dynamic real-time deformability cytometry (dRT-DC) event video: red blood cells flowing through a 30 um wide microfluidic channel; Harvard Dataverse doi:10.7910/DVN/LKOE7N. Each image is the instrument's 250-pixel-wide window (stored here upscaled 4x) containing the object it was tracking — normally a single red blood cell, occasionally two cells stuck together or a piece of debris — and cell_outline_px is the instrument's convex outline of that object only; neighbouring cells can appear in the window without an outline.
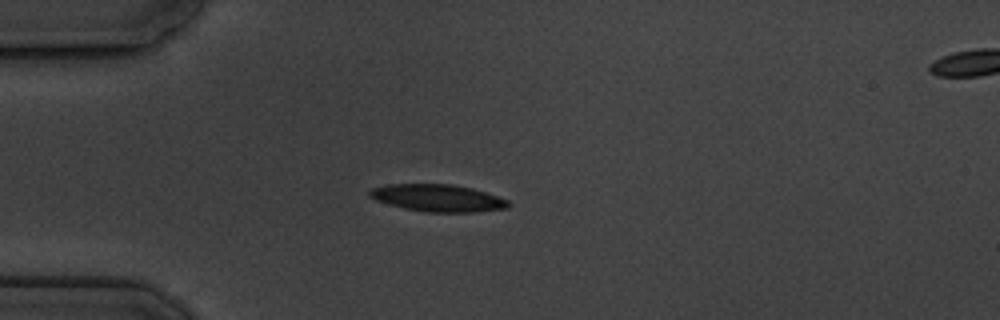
{"species": "common noctule bat (a hibernating species)", "species_latin": "Nyctalus noctula", "temperature_condition": "cold", "stored_images_in_passage": 9, "camera_frame_rate_fps": 3000, "um_per_image_px": 0.085, "animal": {"sex": "male", "body_mass_g": 19.5, "forearm_length_mm": 54.6}, "frame": {"image": 1, "passage_image": 4, "time_ms": 3.333, "image_size_px": [1000, 320], "cell_outline_px": [[512, 204], [508, 208], [476, 212], [428, 212], [404, 208], [388, 204], [376, 200], [368, 196], [368, 192], [372, 188], [388, 184], [452, 184], [472, 188], [508, 200]], "centroid_in_image_um": [37.21, 16.83], "position_along_channel_um": 47.8, "area_um2": 21.96}}
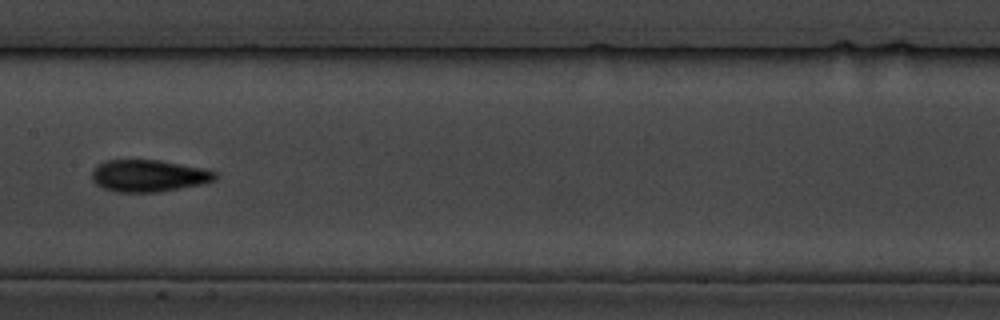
{"frame": {"image": 2, "passage_image": 8, "time_ms": 8.0, "image_size_px": [1000, 320], "cell_outline_px": [[216, 180], [204, 184], [156, 192], [116, 192], [104, 188], [96, 184], [92, 180], [92, 168], [96, 164], [104, 160], [160, 160], [204, 168], [216, 172]], "centroid_in_image_um": [12.62, 14.93], "position_along_channel_um": 194.8, "area_um2": 23.18}}
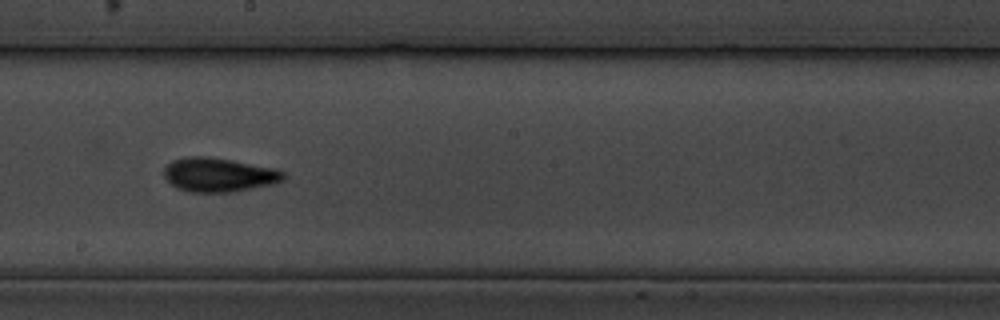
{"frame": {"image": 3, "passage_image": 9, "time_ms": 9.0, "image_size_px": [1000, 320], "cell_outline_px": [[284, 180], [276, 184], [236, 192], [188, 192], [176, 188], [164, 176], [164, 168], [172, 160], [184, 156], [208, 156], [232, 160], [276, 168], [284, 172]], "centroid_in_image_um": [18.62, 14.86], "position_along_channel_um": 229.6, "area_um2": 24.1}}